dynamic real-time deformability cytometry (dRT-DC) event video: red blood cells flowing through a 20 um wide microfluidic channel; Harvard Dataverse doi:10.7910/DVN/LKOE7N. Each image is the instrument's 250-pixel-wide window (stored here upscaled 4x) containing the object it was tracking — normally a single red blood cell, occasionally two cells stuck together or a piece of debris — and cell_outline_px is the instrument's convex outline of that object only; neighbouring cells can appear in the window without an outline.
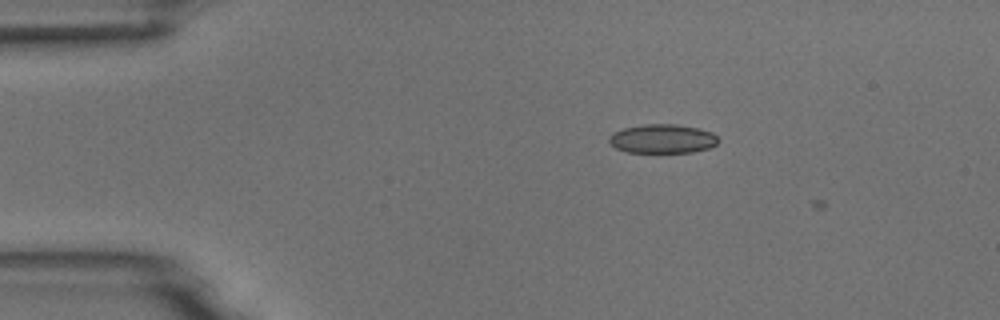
{"species": "common noctule bat (a hibernating species)", "species_latin": "Nyctalus noctula", "temperature_condition": "room temperature", "stored_images_in_passage": 3, "camera_frame_rate_fps": 3000, "um_per_image_px": 0.085, "animal": {"sex": "male", "body_mass_g": 18.8}, "frame": {"image": 1, "passage_image": 2, "time_ms": 0.333, "image_size_px": [1000, 320], "cell_outline_px": [[720, 140], [716, 144], [708, 148], [692, 152], [628, 152], [616, 148], [608, 140], [608, 136], [612, 132], [624, 128], [644, 124], [676, 124], [700, 128], [712, 132]], "centroid_in_image_um": [56.31, 11.78], "position_along_channel_um": 28.7, "area_um2": 18.5}}